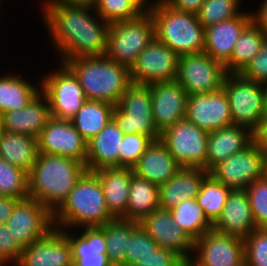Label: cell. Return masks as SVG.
<instances>
[{"label": "cell", "mask_w": 267, "mask_h": 266, "mask_svg": "<svg viewBox=\"0 0 267 266\" xmlns=\"http://www.w3.org/2000/svg\"><path fill=\"white\" fill-rule=\"evenodd\" d=\"M238 266H248V264L244 261L243 263H241L240 265Z\"/></svg>", "instance_id": "obj_56"}, {"label": "cell", "mask_w": 267, "mask_h": 266, "mask_svg": "<svg viewBox=\"0 0 267 266\" xmlns=\"http://www.w3.org/2000/svg\"><path fill=\"white\" fill-rule=\"evenodd\" d=\"M1 132H2V117L0 115V134H1Z\"/></svg>", "instance_id": "obj_55"}, {"label": "cell", "mask_w": 267, "mask_h": 266, "mask_svg": "<svg viewBox=\"0 0 267 266\" xmlns=\"http://www.w3.org/2000/svg\"><path fill=\"white\" fill-rule=\"evenodd\" d=\"M78 230L80 233L76 235L70 229L63 230L70 242L73 266H112L106 254L104 225Z\"/></svg>", "instance_id": "obj_23"}, {"label": "cell", "mask_w": 267, "mask_h": 266, "mask_svg": "<svg viewBox=\"0 0 267 266\" xmlns=\"http://www.w3.org/2000/svg\"><path fill=\"white\" fill-rule=\"evenodd\" d=\"M43 2V5H42ZM41 15L60 63L80 57L104 56L109 23L95 10L45 0ZM60 54V55H59Z\"/></svg>", "instance_id": "obj_1"}, {"label": "cell", "mask_w": 267, "mask_h": 266, "mask_svg": "<svg viewBox=\"0 0 267 266\" xmlns=\"http://www.w3.org/2000/svg\"><path fill=\"white\" fill-rule=\"evenodd\" d=\"M2 130L38 138L52 118L46 96L40 91L23 109L1 115Z\"/></svg>", "instance_id": "obj_24"}, {"label": "cell", "mask_w": 267, "mask_h": 266, "mask_svg": "<svg viewBox=\"0 0 267 266\" xmlns=\"http://www.w3.org/2000/svg\"><path fill=\"white\" fill-rule=\"evenodd\" d=\"M252 12L244 11L232 19L207 26L204 52L225 66L243 29L253 20Z\"/></svg>", "instance_id": "obj_21"}, {"label": "cell", "mask_w": 267, "mask_h": 266, "mask_svg": "<svg viewBox=\"0 0 267 266\" xmlns=\"http://www.w3.org/2000/svg\"><path fill=\"white\" fill-rule=\"evenodd\" d=\"M254 13L252 12L253 21L267 33V0H262Z\"/></svg>", "instance_id": "obj_51"}, {"label": "cell", "mask_w": 267, "mask_h": 266, "mask_svg": "<svg viewBox=\"0 0 267 266\" xmlns=\"http://www.w3.org/2000/svg\"><path fill=\"white\" fill-rule=\"evenodd\" d=\"M154 38L155 26L149 11L132 20L110 23L105 55L130 68Z\"/></svg>", "instance_id": "obj_6"}, {"label": "cell", "mask_w": 267, "mask_h": 266, "mask_svg": "<svg viewBox=\"0 0 267 266\" xmlns=\"http://www.w3.org/2000/svg\"><path fill=\"white\" fill-rule=\"evenodd\" d=\"M252 139L256 146L264 154H267V117H263L252 131Z\"/></svg>", "instance_id": "obj_48"}, {"label": "cell", "mask_w": 267, "mask_h": 266, "mask_svg": "<svg viewBox=\"0 0 267 266\" xmlns=\"http://www.w3.org/2000/svg\"><path fill=\"white\" fill-rule=\"evenodd\" d=\"M133 266H188V263L176 252L158 248L153 254Z\"/></svg>", "instance_id": "obj_47"}, {"label": "cell", "mask_w": 267, "mask_h": 266, "mask_svg": "<svg viewBox=\"0 0 267 266\" xmlns=\"http://www.w3.org/2000/svg\"><path fill=\"white\" fill-rule=\"evenodd\" d=\"M264 36L265 32L252 20L234 45L231 59L225 65L226 73H241L260 52Z\"/></svg>", "instance_id": "obj_34"}, {"label": "cell", "mask_w": 267, "mask_h": 266, "mask_svg": "<svg viewBox=\"0 0 267 266\" xmlns=\"http://www.w3.org/2000/svg\"><path fill=\"white\" fill-rule=\"evenodd\" d=\"M107 256L112 266H126L129 239L134 234V221L115 218L104 224Z\"/></svg>", "instance_id": "obj_35"}, {"label": "cell", "mask_w": 267, "mask_h": 266, "mask_svg": "<svg viewBox=\"0 0 267 266\" xmlns=\"http://www.w3.org/2000/svg\"><path fill=\"white\" fill-rule=\"evenodd\" d=\"M173 9L197 14L205 0H164Z\"/></svg>", "instance_id": "obj_49"}, {"label": "cell", "mask_w": 267, "mask_h": 266, "mask_svg": "<svg viewBox=\"0 0 267 266\" xmlns=\"http://www.w3.org/2000/svg\"><path fill=\"white\" fill-rule=\"evenodd\" d=\"M20 199L7 196H0V225H4L12 214L16 203Z\"/></svg>", "instance_id": "obj_50"}, {"label": "cell", "mask_w": 267, "mask_h": 266, "mask_svg": "<svg viewBox=\"0 0 267 266\" xmlns=\"http://www.w3.org/2000/svg\"><path fill=\"white\" fill-rule=\"evenodd\" d=\"M94 173L98 176L105 196L107 208L115 218L126 220L132 168H101Z\"/></svg>", "instance_id": "obj_29"}, {"label": "cell", "mask_w": 267, "mask_h": 266, "mask_svg": "<svg viewBox=\"0 0 267 266\" xmlns=\"http://www.w3.org/2000/svg\"><path fill=\"white\" fill-rule=\"evenodd\" d=\"M181 166L160 141H153L147 150L132 167V171L139 177L158 186L171 179Z\"/></svg>", "instance_id": "obj_28"}, {"label": "cell", "mask_w": 267, "mask_h": 266, "mask_svg": "<svg viewBox=\"0 0 267 266\" xmlns=\"http://www.w3.org/2000/svg\"><path fill=\"white\" fill-rule=\"evenodd\" d=\"M113 119L124 135L136 133L160 140L153 120L149 85L132 83L115 106Z\"/></svg>", "instance_id": "obj_7"}, {"label": "cell", "mask_w": 267, "mask_h": 266, "mask_svg": "<svg viewBox=\"0 0 267 266\" xmlns=\"http://www.w3.org/2000/svg\"><path fill=\"white\" fill-rule=\"evenodd\" d=\"M124 134L112 118L105 128L87 142L86 171L119 167V148Z\"/></svg>", "instance_id": "obj_25"}, {"label": "cell", "mask_w": 267, "mask_h": 266, "mask_svg": "<svg viewBox=\"0 0 267 266\" xmlns=\"http://www.w3.org/2000/svg\"><path fill=\"white\" fill-rule=\"evenodd\" d=\"M149 86L153 120L161 134L176 122L185 119L189 95L177 81L157 82Z\"/></svg>", "instance_id": "obj_19"}, {"label": "cell", "mask_w": 267, "mask_h": 266, "mask_svg": "<svg viewBox=\"0 0 267 266\" xmlns=\"http://www.w3.org/2000/svg\"><path fill=\"white\" fill-rule=\"evenodd\" d=\"M0 196L25 199L29 196L28 173L0 158Z\"/></svg>", "instance_id": "obj_39"}, {"label": "cell", "mask_w": 267, "mask_h": 266, "mask_svg": "<svg viewBox=\"0 0 267 266\" xmlns=\"http://www.w3.org/2000/svg\"><path fill=\"white\" fill-rule=\"evenodd\" d=\"M148 11L154 21L155 37L179 57L204 51L205 27L197 14L175 10L164 0H151Z\"/></svg>", "instance_id": "obj_5"}, {"label": "cell", "mask_w": 267, "mask_h": 266, "mask_svg": "<svg viewBox=\"0 0 267 266\" xmlns=\"http://www.w3.org/2000/svg\"><path fill=\"white\" fill-rule=\"evenodd\" d=\"M256 228H267V181L255 180L246 189Z\"/></svg>", "instance_id": "obj_44"}, {"label": "cell", "mask_w": 267, "mask_h": 266, "mask_svg": "<svg viewBox=\"0 0 267 266\" xmlns=\"http://www.w3.org/2000/svg\"><path fill=\"white\" fill-rule=\"evenodd\" d=\"M179 58L170 47L155 37L130 67L131 82L149 85L176 81Z\"/></svg>", "instance_id": "obj_13"}, {"label": "cell", "mask_w": 267, "mask_h": 266, "mask_svg": "<svg viewBox=\"0 0 267 266\" xmlns=\"http://www.w3.org/2000/svg\"><path fill=\"white\" fill-rule=\"evenodd\" d=\"M256 229L245 189L231 190L222 214L213 224L218 233L245 239Z\"/></svg>", "instance_id": "obj_22"}, {"label": "cell", "mask_w": 267, "mask_h": 266, "mask_svg": "<svg viewBox=\"0 0 267 266\" xmlns=\"http://www.w3.org/2000/svg\"><path fill=\"white\" fill-rule=\"evenodd\" d=\"M185 119L207 132L233 125L228 97L224 90L189 95Z\"/></svg>", "instance_id": "obj_17"}, {"label": "cell", "mask_w": 267, "mask_h": 266, "mask_svg": "<svg viewBox=\"0 0 267 266\" xmlns=\"http://www.w3.org/2000/svg\"><path fill=\"white\" fill-rule=\"evenodd\" d=\"M208 174L200 168H180L171 179L159 186V208L170 210L184 200L196 198Z\"/></svg>", "instance_id": "obj_27"}, {"label": "cell", "mask_w": 267, "mask_h": 266, "mask_svg": "<svg viewBox=\"0 0 267 266\" xmlns=\"http://www.w3.org/2000/svg\"><path fill=\"white\" fill-rule=\"evenodd\" d=\"M263 178L267 181V154H264L263 159Z\"/></svg>", "instance_id": "obj_54"}, {"label": "cell", "mask_w": 267, "mask_h": 266, "mask_svg": "<svg viewBox=\"0 0 267 266\" xmlns=\"http://www.w3.org/2000/svg\"><path fill=\"white\" fill-rule=\"evenodd\" d=\"M159 248L172 250L187 263L194 251V240L182 230L169 210L157 209L139 222Z\"/></svg>", "instance_id": "obj_18"}, {"label": "cell", "mask_w": 267, "mask_h": 266, "mask_svg": "<svg viewBox=\"0 0 267 266\" xmlns=\"http://www.w3.org/2000/svg\"><path fill=\"white\" fill-rule=\"evenodd\" d=\"M38 153V139L34 136L2 130L0 158L29 173L36 162Z\"/></svg>", "instance_id": "obj_31"}, {"label": "cell", "mask_w": 267, "mask_h": 266, "mask_svg": "<svg viewBox=\"0 0 267 266\" xmlns=\"http://www.w3.org/2000/svg\"><path fill=\"white\" fill-rule=\"evenodd\" d=\"M16 266H73L71 246L62 229L54 228L45 237L23 248Z\"/></svg>", "instance_id": "obj_20"}, {"label": "cell", "mask_w": 267, "mask_h": 266, "mask_svg": "<svg viewBox=\"0 0 267 266\" xmlns=\"http://www.w3.org/2000/svg\"><path fill=\"white\" fill-rule=\"evenodd\" d=\"M241 1L244 0H205L197 13L198 20L206 28L232 19L243 12Z\"/></svg>", "instance_id": "obj_40"}, {"label": "cell", "mask_w": 267, "mask_h": 266, "mask_svg": "<svg viewBox=\"0 0 267 266\" xmlns=\"http://www.w3.org/2000/svg\"><path fill=\"white\" fill-rule=\"evenodd\" d=\"M37 139L39 153L73 158L86 164L87 141L70 120L52 117Z\"/></svg>", "instance_id": "obj_16"}, {"label": "cell", "mask_w": 267, "mask_h": 266, "mask_svg": "<svg viewBox=\"0 0 267 266\" xmlns=\"http://www.w3.org/2000/svg\"><path fill=\"white\" fill-rule=\"evenodd\" d=\"M263 88H264L263 112H264V117H267V84H264Z\"/></svg>", "instance_id": "obj_53"}, {"label": "cell", "mask_w": 267, "mask_h": 266, "mask_svg": "<svg viewBox=\"0 0 267 266\" xmlns=\"http://www.w3.org/2000/svg\"><path fill=\"white\" fill-rule=\"evenodd\" d=\"M56 1L57 3L64 4L72 7H82L95 9L98 0H50Z\"/></svg>", "instance_id": "obj_52"}, {"label": "cell", "mask_w": 267, "mask_h": 266, "mask_svg": "<svg viewBox=\"0 0 267 266\" xmlns=\"http://www.w3.org/2000/svg\"><path fill=\"white\" fill-rule=\"evenodd\" d=\"M58 69H52L42 75L41 92L46 96L51 116L56 119L70 120L86 101L83 88L77 76L64 63H58Z\"/></svg>", "instance_id": "obj_8"}, {"label": "cell", "mask_w": 267, "mask_h": 266, "mask_svg": "<svg viewBox=\"0 0 267 266\" xmlns=\"http://www.w3.org/2000/svg\"><path fill=\"white\" fill-rule=\"evenodd\" d=\"M240 74L247 80L263 85L267 84V33H265L260 52Z\"/></svg>", "instance_id": "obj_45"}, {"label": "cell", "mask_w": 267, "mask_h": 266, "mask_svg": "<svg viewBox=\"0 0 267 266\" xmlns=\"http://www.w3.org/2000/svg\"><path fill=\"white\" fill-rule=\"evenodd\" d=\"M23 248L16 242L5 225H0V266L15 265Z\"/></svg>", "instance_id": "obj_46"}, {"label": "cell", "mask_w": 267, "mask_h": 266, "mask_svg": "<svg viewBox=\"0 0 267 266\" xmlns=\"http://www.w3.org/2000/svg\"><path fill=\"white\" fill-rule=\"evenodd\" d=\"M225 66L204 51L179 58L176 81L188 95L213 93L222 89Z\"/></svg>", "instance_id": "obj_11"}, {"label": "cell", "mask_w": 267, "mask_h": 266, "mask_svg": "<svg viewBox=\"0 0 267 266\" xmlns=\"http://www.w3.org/2000/svg\"><path fill=\"white\" fill-rule=\"evenodd\" d=\"M159 248L158 244L134 221V234L129 239L126 266H133L147 258Z\"/></svg>", "instance_id": "obj_41"}, {"label": "cell", "mask_w": 267, "mask_h": 266, "mask_svg": "<svg viewBox=\"0 0 267 266\" xmlns=\"http://www.w3.org/2000/svg\"><path fill=\"white\" fill-rule=\"evenodd\" d=\"M115 217L107 208L98 176L85 171L63 203L53 212L54 228L101 227ZM77 227V229H76Z\"/></svg>", "instance_id": "obj_2"}, {"label": "cell", "mask_w": 267, "mask_h": 266, "mask_svg": "<svg viewBox=\"0 0 267 266\" xmlns=\"http://www.w3.org/2000/svg\"><path fill=\"white\" fill-rule=\"evenodd\" d=\"M150 0H98L96 13L106 22L132 20L148 12Z\"/></svg>", "instance_id": "obj_38"}, {"label": "cell", "mask_w": 267, "mask_h": 266, "mask_svg": "<svg viewBox=\"0 0 267 266\" xmlns=\"http://www.w3.org/2000/svg\"><path fill=\"white\" fill-rule=\"evenodd\" d=\"M264 153L252 141L243 150L215 165L209 174L232 190L246 189L263 178Z\"/></svg>", "instance_id": "obj_14"}, {"label": "cell", "mask_w": 267, "mask_h": 266, "mask_svg": "<svg viewBox=\"0 0 267 266\" xmlns=\"http://www.w3.org/2000/svg\"><path fill=\"white\" fill-rule=\"evenodd\" d=\"M169 211L177 225L194 241L213 229L196 198L184 200Z\"/></svg>", "instance_id": "obj_36"}, {"label": "cell", "mask_w": 267, "mask_h": 266, "mask_svg": "<svg viewBox=\"0 0 267 266\" xmlns=\"http://www.w3.org/2000/svg\"><path fill=\"white\" fill-rule=\"evenodd\" d=\"M159 209V186L132 174L126 220L140 222Z\"/></svg>", "instance_id": "obj_32"}, {"label": "cell", "mask_w": 267, "mask_h": 266, "mask_svg": "<svg viewBox=\"0 0 267 266\" xmlns=\"http://www.w3.org/2000/svg\"><path fill=\"white\" fill-rule=\"evenodd\" d=\"M12 237L26 248L54 229L53 213L32 198L19 200L4 224Z\"/></svg>", "instance_id": "obj_12"}, {"label": "cell", "mask_w": 267, "mask_h": 266, "mask_svg": "<svg viewBox=\"0 0 267 266\" xmlns=\"http://www.w3.org/2000/svg\"><path fill=\"white\" fill-rule=\"evenodd\" d=\"M13 72L0 75V115L23 109L41 91V82L37 87L29 79L26 80L21 72Z\"/></svg>", "instance_id": "obj_30"}, {"label": "cell", "mask_w": 267, "mask_h": 266, "mask_svg": "<svg viewBox=\"0 0 267 266\" xmlns=\"http://www.w3.org/2000/svg\"><path fill=\"white\" fill-rule=\"evenodd\" d=\"M85 171V165L73 158L38 153L28 173V197L39 201L53 213Z\"/></svg>", "instance_id": "obj_3"}, {"label": "cell", "mask_w": 267, "mask_h": 266, "mask_svg": "<svg viewBox=\"0 0 267 266\" xmlns=\"http://www.w3.org/2000/svg\"><path fill=\"white\" fill-rule=\"evenodd\" d=\"M153 140L143 134H126L120 145L119 167L132 168Z\"/></svg>", "instance_id": "obj_42"}, {"label": "cell", "mask_w": 267, "mask_h": 266, "mask_svg": "<svg viewBox=\"0 0 267 266\" xmlns=\"http://www.w3.org/2000/svg\"><path fill=\"white\" fill-rule=\"evenodd\" d=\"M222 89L228 97L233 125L253 131L264 117L263 84L247 80L240 73H227Z\"/></svg>", "instance_id": "obj_9"}, {"label": "cell", "mask_w": 267, "mask_h": 266, "mask_svg": "<svg viewBox=\"0 0 267 266\" xmlns=\"http://www.w3.org/2000/svg\"><path fill=\"white\" fill-rule=\"evenodd\" d=\"M244 261L243 239L212 229L194 241L188 266H238Z\"/></svg>", "instance_id": "obj_15"}, {"label": "cell", "mask_w": 267, "mask_h": 266, "mask_svg": "<svg viewBox=\"0 0 267 266\" xmlns=\"http://www.w3.org/2000/svg\"><path fill=\"white\" fill-rule=\"evenodd\" d=\"M77 76L86 100L117 105L132 84L130 68L104 56L80 57L65 63Z\"/></svg>", "instance_id": "obj_4"}, {"label": "cell", "mask_w": 267, "mask_h": 266, "mask_svg": "<svg viewBox=\"0 0 267 266\" xmlns=\"http://www.w3.org/2000/svg\"><path fill=\"white\" fill-rule=\"evenodd\" d=\"M115 105L103 101L86 100L70 119L80 135L88 142L99 134L113 118Z\"/></svg>", "instance_id": "obj_33"}, {"label": "cell", "mask_w": 267, "mask_h": 266, "mask_svg": "<svg viewBox=\"0 0 267 266\" xmlns=\"http://www.w3.org/2000/svg\"><path fill=\"white\" fill-rule=\"evenodd\" d=\"M243 242L248 266H267V228H256Z\"/></svg>", "instance_id": "obj_43"}, {"label": "cell", "mask_w": 267, "mask_h": 266, "mask_svg": "<svg viewBox=\"0 0 267 266\" xmlns=\"http://www.w3.org/2000/svg\"><path fill=\"white\" fill-rule=\"evenodd\" d=\"M208 132L183 119L160 134V141L181 168L206 171Z\"/></svg>", "instance_id": "obj_10"}, {"label": "cell", "mask_w": 267, "mask_h": 266, "mask_svg": "<svg viewBox=\"0 0 267 266\" xmlns=\"http://www.w3.org/2000/svg\"><path fill=\"white\" fill-rule=\"evenodd\" d=\"M232 189L216 181L208 174L202 181L196 199L204 215L213 225L222 214L224 205Z\"/></svg>", "instance_id": "obj_37"}, {"label": "cell", "mask_w": 267, "mask_h": 266, "mask_svg": "<svg viewBox=\"0 0 267 266\" xmlns=\"http://www.w3.org/2000/svg\"><path fill=\"white\" fill-rule=\"evenodd\" d=\"M252 141V131L241 125L208 132L206 171L243 150Z\"/></svg>", "instance_id": "obj_26"}]
</instances>
